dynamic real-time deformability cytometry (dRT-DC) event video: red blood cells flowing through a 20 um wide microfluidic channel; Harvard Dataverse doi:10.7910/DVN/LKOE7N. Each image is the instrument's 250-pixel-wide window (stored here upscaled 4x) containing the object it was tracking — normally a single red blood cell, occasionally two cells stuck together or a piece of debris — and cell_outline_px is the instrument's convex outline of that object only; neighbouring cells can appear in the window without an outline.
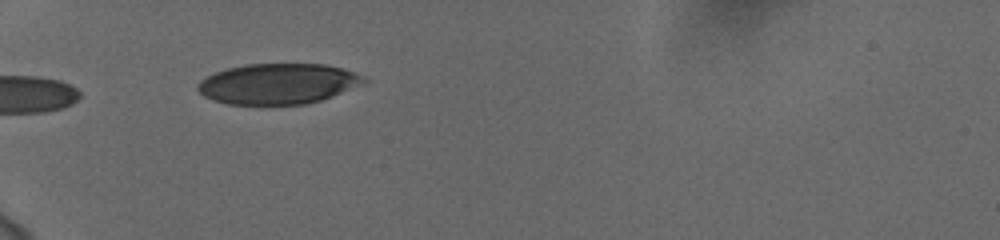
{"species": "human", "species_latin": "Homo sapiens", "temperature_condition": "cold", "stored_images_in_passage": 6, "camera_frame_rate_fps": 3000, "um_per_image_px": 0.085, "donor": {"sex": "female"}, "frame": {"image": 1, "passage_image": 2, "time_ms": 0.333, "image_size_px": [1000, 240], "cell_outline_px": [[368, 80], [340, 92], [320, 100], [304, 104], [228, 104], [212, 100], [204, 96], [196, 88], [196, 84], [200, 80], [216, 72], [228, 68], [248, 64], [324, 64], [340, 68], [352, 72]], "centroid_in_image_um": [23.54, 7.12], "position_along_channel_um": 61.5, "area_um2": 38.55}}